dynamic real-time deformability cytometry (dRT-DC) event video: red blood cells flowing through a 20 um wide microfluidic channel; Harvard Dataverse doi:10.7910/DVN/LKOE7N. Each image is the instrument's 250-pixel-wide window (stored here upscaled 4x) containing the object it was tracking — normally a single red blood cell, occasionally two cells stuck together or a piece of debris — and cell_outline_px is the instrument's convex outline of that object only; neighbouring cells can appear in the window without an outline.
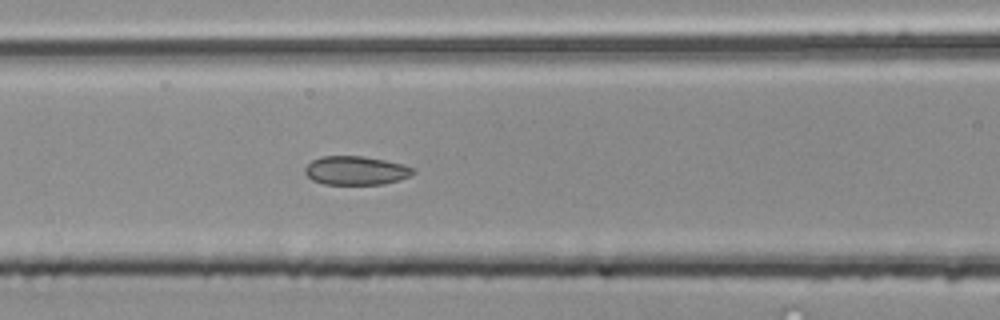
{"species": "common noctule bat (a hibernating species)", "species_latin": "Nyctalus noctula", "temperature_condition": "room temperature", "stored_images_in_passage": 53, "segment_of_instrument_passage": [2, 2], "camera_frame_rate_fps": 3000, "um_per_image_px": 0.085, "animal": {"sex": "male", "body_mass_g": 20.4}, "frame": {"image": 1, "passage_image": 23, "time_ms": 7.333, "image_size_px": [1000, 320], "cell_outline_px": [[416, 172], [408, 176], [384, 184], [324, 184], [312, 180], [304, 172], [304, 168], [312, 160], [320, 156], [364, 156], [404, 164], [416, 168]], "centroid_in_image_um": [30.25, 14.48], "position_along_channel_um": 136.4, "area_um2": 18.15}}
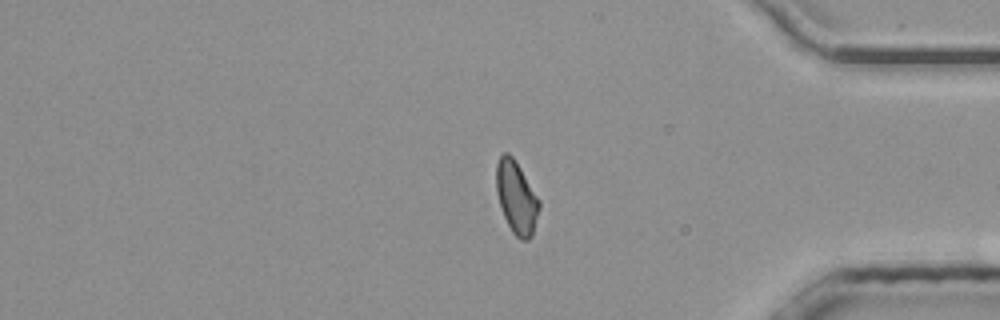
{"frame": {"image": 2, "passage_image": 44, "time_ms": 14.333, "image_size_px": [1000, 320], "cell_outline_px": [[540, 208], [532, 236], [528, 240], [520, 240], [512, 232], [504, 216], [496, 192], [496, 164], [500, 156], [504, 152], [508, 152], [512, 156], [520, 168], [540, 200]], "centroid_in_image_um": [43.9, 16.79], "position_along_channel_um": 391.3, "area_um2": 18.09}}
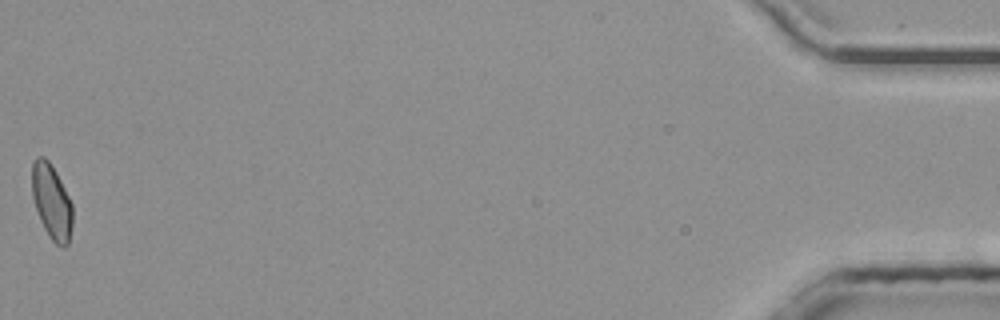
{"frame": {"image": 3, "passage_image": 53, "time_ms": 17.333, "image_size_px": [1000, 320], "cell_outline_px": [[72, 224], [68, 244], [64, 248], [60, 248], [52, 240], [44, 228], [40, 220], [32, 196], [32, 160], [36, 156], [44, 156], [48, 160], [56, 172], [72, 204]], "centroid_in_image_um": [4.38, 17.14], "position_along_channel_um": 430.8, "area_um2": 17.69}}